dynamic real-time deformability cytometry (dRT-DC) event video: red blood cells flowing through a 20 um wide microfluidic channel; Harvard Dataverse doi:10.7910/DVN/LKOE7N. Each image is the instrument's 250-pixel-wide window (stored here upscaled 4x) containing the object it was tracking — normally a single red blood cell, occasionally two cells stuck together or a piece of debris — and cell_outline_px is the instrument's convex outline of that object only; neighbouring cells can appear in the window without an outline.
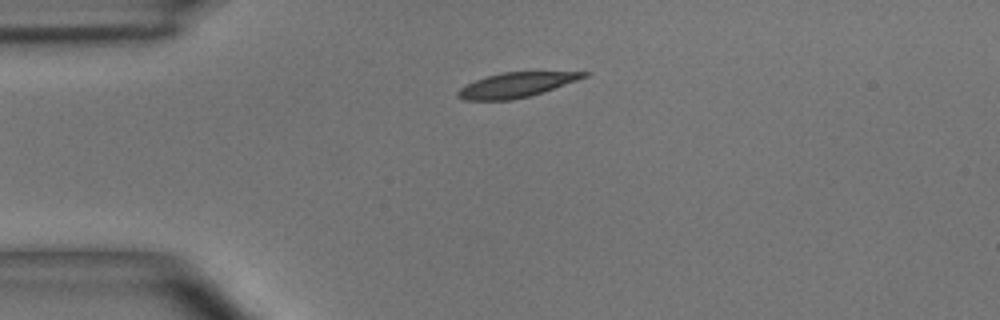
{"species": "common noctule bat (a hibernating species)", "species_latin": "Nyctalus noctula", "temperature_condition": "room temperature", "stored_images_in_passage": 40, "camera_frame_rate_fps": 3000, "um_per_image_px": 0.085, "animal": {"sex": "male", "body_mass_g": 15.6}, "frame": {"image": 1, "passage_image": 1, "time_ms": 0.0, "image_size_px": [1000, 320], "cell_outline_px": [[592, 72], [588, 76], [528, 96], [512, 100], [464, 100], [456, 96], [456, 92], [460, 88], [476, 80], [500, 72]], "centroid_in_image_um": [43.82, 7.22], "position_along_channel_um": 41.2, "area_um2": 17.74}}
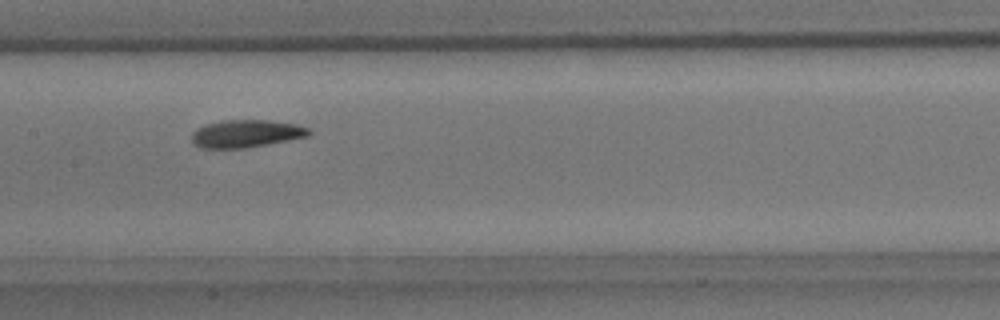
{"frame": {"image": 2, "passage_image": 14, "time_ms": 4.333, "image_size_px": [1000, 320], "cell_outline_px": [[312, 132], [308, 136], [268, 144], [244, 148], [200, 148], [192, 144], [192, 132], [196, 128], [204, 124], [224, 120], [264, 120], [296, 124], [308, 128]], "centroid_in_image_um": [20.87, 11.36], "position_along_channel_um": 186.5, "area_um2": 18.9}}
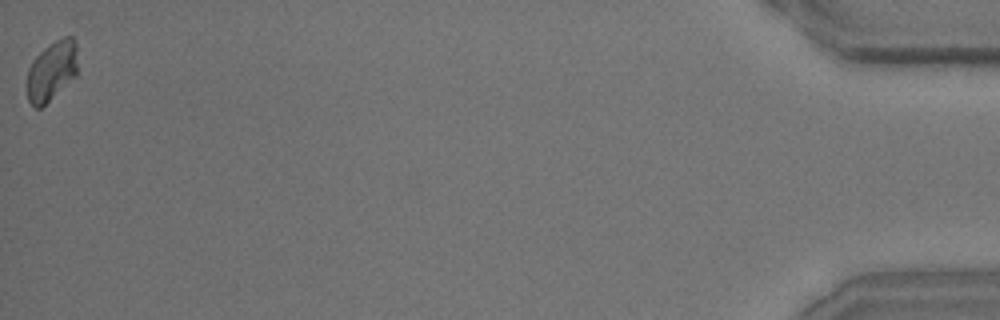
{"frame": {"image": 3, "passage_image": 40, "time_ms": 13.0, "image_size_px": [1000, 320], "cell_outline_px": [[76, 76], [40, 108], [36, 108], [28, 100], [28, 68], [32, 60], [48, 44], [64, 36], [72, 36], [76, 44]], "centroid_in_image_um": [4.39, 5.99], "position_along_channel_um": 430.8, "area_um2": 17.34}, "authors_computed_cell_mechanics": {"area_um2": 18.785, "velocity_mm_per_s": 3.8979, "shape_relaxation_time_tau1_ms": 2.4249, "shape_relaxation_time_tau2_ms": 2.1777, "deformation_change_tau1": 0.1148, "deformation_change_tau2": 0.0634}}